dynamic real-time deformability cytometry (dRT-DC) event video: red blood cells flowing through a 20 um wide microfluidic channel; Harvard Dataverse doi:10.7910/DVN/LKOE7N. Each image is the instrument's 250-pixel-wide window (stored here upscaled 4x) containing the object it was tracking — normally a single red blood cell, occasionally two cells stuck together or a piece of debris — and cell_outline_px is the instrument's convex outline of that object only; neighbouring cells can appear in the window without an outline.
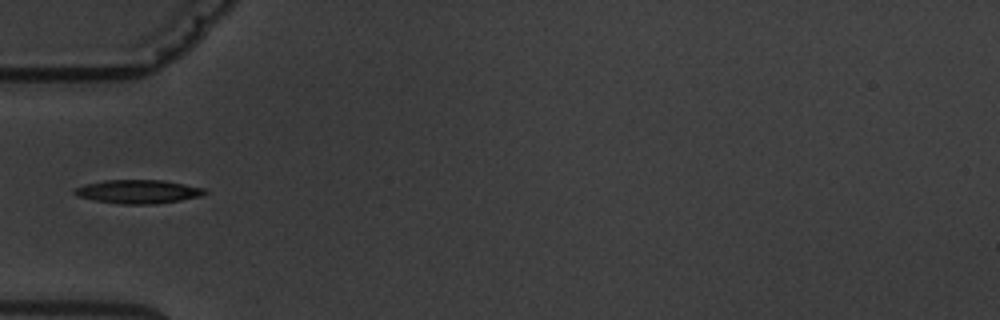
{"species": "common noctule bat (a hibernating species)", "species_latin": "Nyctalus noctula", "temperature_condition": "warm", "stored_images_in_passage": 2, "camera_frame_rate_fps": 3000, "um_per_image_px": 0.085, "animal": {"sex": "male", "body_mass_g": 19.5, "forearm_length_mm": 54.6}, "frame": {"image": 1, "passage_image": 2, "time_ms": 3.0, "image_size_px": [1000, 320], "cell_outline_px": [[208, 192], [200, 196], [180, 200], [156, 204], [120, 204], [96, 200], [76, 196], [72, 192], [76, 188], [88, 184], [104, 180], [164, 180], [204, 188]], "centroid_in_image_um": [11.75, 16.29], "position_along_channel_um": 73.2, "area_um2": 17.8}}